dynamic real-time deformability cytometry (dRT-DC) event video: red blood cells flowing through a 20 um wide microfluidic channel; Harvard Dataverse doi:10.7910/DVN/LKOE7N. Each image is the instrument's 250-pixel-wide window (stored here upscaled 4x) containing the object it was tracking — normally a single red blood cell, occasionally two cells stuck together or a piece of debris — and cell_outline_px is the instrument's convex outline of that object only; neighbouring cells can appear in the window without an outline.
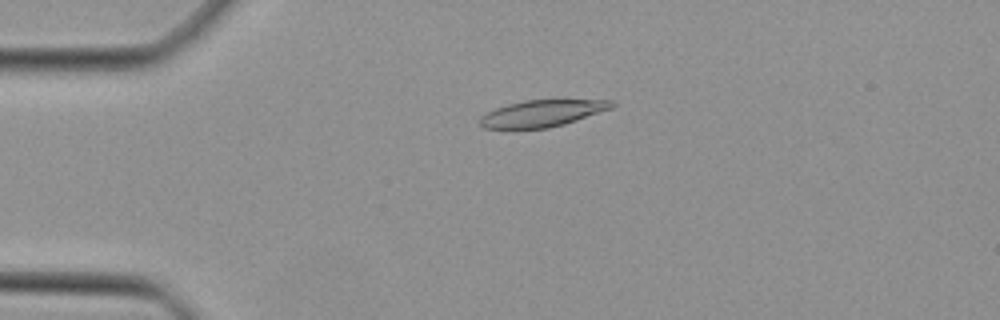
{"species": "Egyptian fruit bat (a non-hibernating species)", "species_latin": "Rousettus aegyptiacus", "temperature_condition": "cold", "stored_images_in_passage": 47, "camera_frame_rate_fps": 3000, "um_per_image_px": 0.085, "animal": {"sex": "female"}, "frame": {"image": 1, "passage_image": 11, "time_ms": 3.333, "image_size_px": [1000, 320], "cell_outline_px": [[616, 104], [612, 108], [564, 124], [548, 128], [484, 128], [480, 124], [480, 116], [496, 108], [508, 104], [524, 100], [612, 100]], "centroid_in_image_um": [46.09, 9.63], "position_along_channel_um": 38.9, "area_um2": 20.23}}
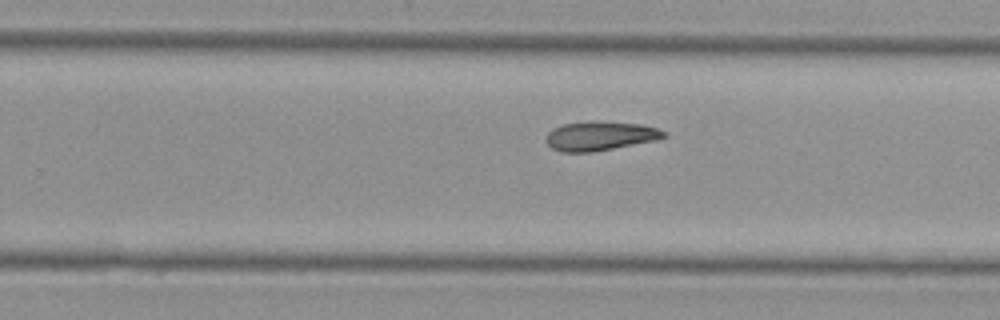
{"frame": {"image": 2, "passage_image": 30, "time_ms": 9.667, "image_size_px": [1000, 320], "cell_outline_px": [[668, 136], [656, 140], [592, 152], [560, 152], [552, 148], [544, 140], [548, 132], [552, 128], [564, 124], [640, 124], [656, 128], [664, 132]], "centroid_in_image_um": [50.96, 11.61], "position_along_channel_um": 278.8, "area_um2": 18.96}}
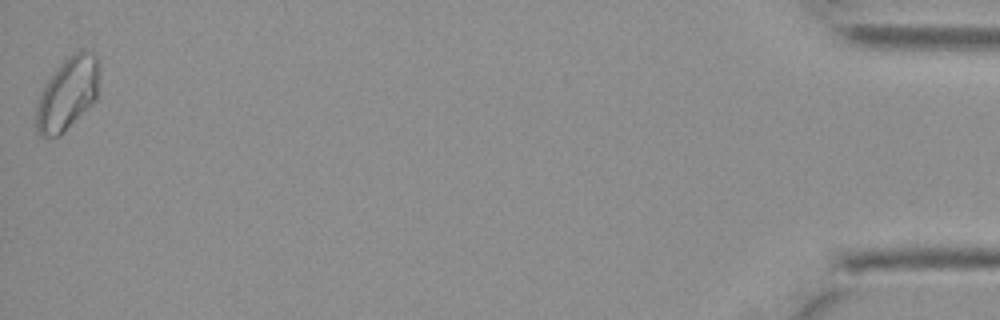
{"frame": {"image": 3, "passage_image": 47, "time_ms": 15.333, "image_size_px": [1000, 320], "cell_outline_px": [[96, 100], [60, 136], [40, 136], [36, 132], [36, 108], [44, 84], [56, 68], [72, 52], [80, 48], [88, 48], [96, 56]], "centroid_in_image_um": [5.7, 7.95], "position_along_channel_um": 429.5, "area_um2": 26.47}}